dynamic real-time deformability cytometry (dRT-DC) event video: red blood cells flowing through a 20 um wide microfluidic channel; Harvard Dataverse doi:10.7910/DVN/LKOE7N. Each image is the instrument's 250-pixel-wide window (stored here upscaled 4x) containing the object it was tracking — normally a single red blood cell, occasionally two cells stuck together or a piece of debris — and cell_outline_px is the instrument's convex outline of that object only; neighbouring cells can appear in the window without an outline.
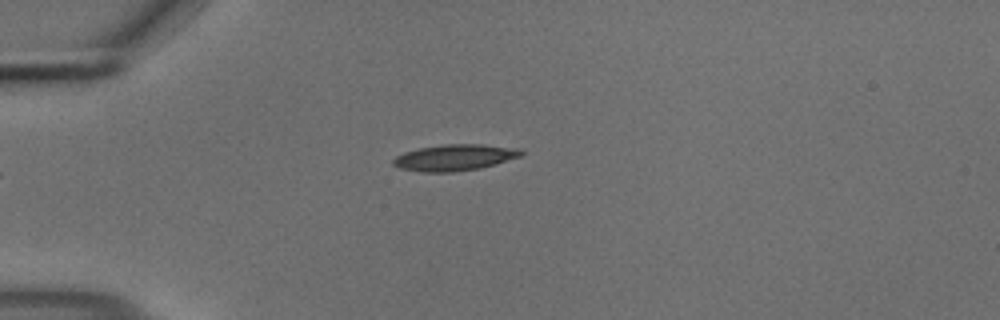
{"species": "common noctule bat (a hibernating species)", "species_latin": "Nyctalus noctula", "temperature_condition": "cold", "stored_images_in_passage": 41, "camera_frame_rate_fps": 3000, "um_per_image_px": 0.085, "animal": {"sex": "male", "body_mass_g": 18.8}, "frame": {"image": 1, "passage_image": 1, "time_ms": 0.0, "image_size_px": [1000, 320], "cell_outline_px": [[524, 152], [520, 156], [496, 164], [480, 168], [452, 172], [420, 172], [400, 168], [392, 164], [392, 160], [396, 156], [404, 152], [420, 148], [448, 144], [480, 144], [520, 148]], "centroid_in_image_um": [38.64, 13.39], "position_along_channel_um": 46.4, "area_um2": 19.54}}
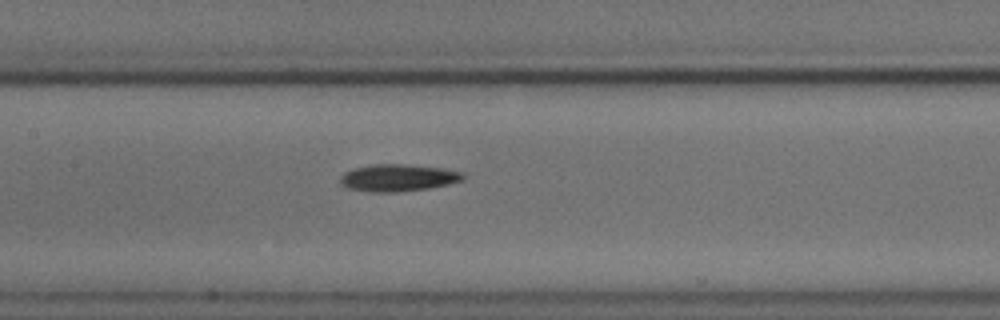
{"frame": {"image": 2, "passage_image": 13, "time_ms": 4.0, "image_size_px": [1000, 320], "cell_outline_px": [[464, 180], [448, 184], [428, 188], [396, 192], [372, 192], [348, 188], [340, 184], [340, 176], [344, 172], [352, 168], [372, 164], [408, 164], [440, 168], [464, 172]], "centroid_in_image_um": [33.81, 15.1], "position_along_channel_um": 173.6, "area_um2": 19.48}}
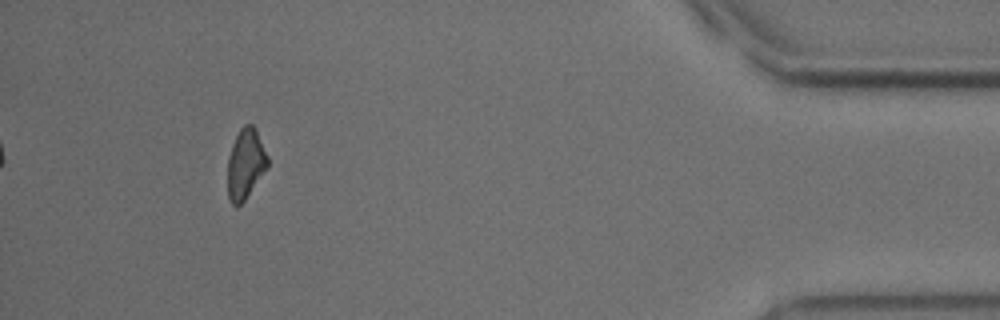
{"frame": {"image": 3, "passage_image": 37, "time_ms": 12.0, "image_size_px": [1000, 320], "cell_outline_px": [[268, 168], [244, 200], [240, 204], [232, 204], [228, 196], [228, 156], [232, 144], [240, 128], [244, 124], [252, 124], [256, 128], [268, 156]], "centroid_in_image_um": [20.88, 13.89], "position_along_channel_um": 414.3, "area_um2": 16.36}, "authors_computed_cell_mechanics": {"area_um2": 18.1492, "velocity_mm_per_s": 3.7077, "shape_relaxation_time_tau1_ms": 4.0758, "shape_relaxation_time_tau2_ms": null, "deformation_change_tau1": 0.098, "deformation_change_tau2": null}}